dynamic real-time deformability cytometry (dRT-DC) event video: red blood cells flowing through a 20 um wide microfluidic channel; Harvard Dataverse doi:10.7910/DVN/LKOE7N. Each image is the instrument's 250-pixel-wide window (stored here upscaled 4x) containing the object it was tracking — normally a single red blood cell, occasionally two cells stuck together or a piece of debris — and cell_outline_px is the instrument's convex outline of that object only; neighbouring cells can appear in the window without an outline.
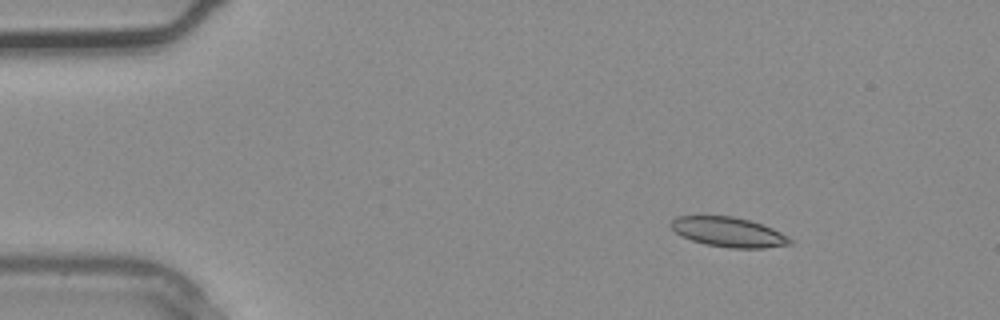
{"species": "common noctule bat (a hibernating species)", "species_latin": "Nyctalus noctula", "temperature_condition": "warm", "stored_images_in_passage": 3, "camera_frame_rate_fps": 3000, "um_per_image_px": 0.085, "animal": {"sex": "male", "body_mass_g": 20.4}, "frame": {"image": 1, "passage_image": 2, "time_ms": 0.333, "image_size_px": [1000, 320], "cell_outline_px": [[792, 244], [764, 248], [728, 248], [704, 244], [680, 236], [668, 224], [676, 216], [732, 216], [748, 220], [772, 228], [788, 236], [792, 240]], "centroid_in_image_um": [61.9, 19.73], "position_along_channel_um": 23.1, "area_um2": 20.63}}
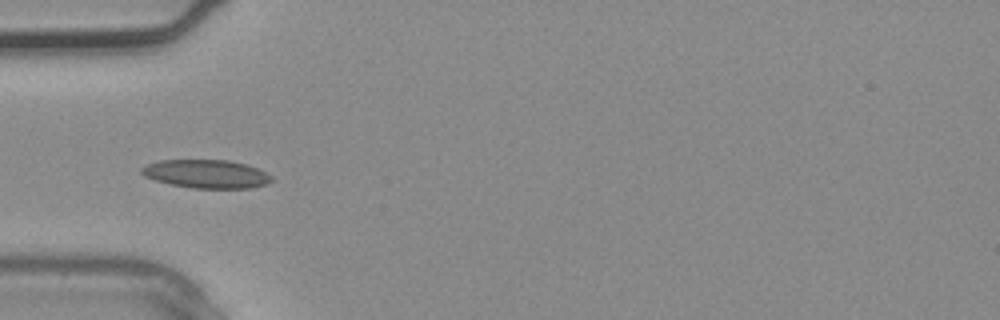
{"frame": {"image": 2, "passage_image": 3, "time_ms": 0.667, "image_size_px": [1000, 320], "cell_outline_px": [[272, 180], [268, 184], [248, 188], [192, 188], [172, 184], [156, 180], [144, 176], [140, 172], [140, 168], [148, 164], [160, 160], [228, 160], [248, 164], [272, 176]], "centroid_in_image_um": [17.54, 14.78], "position_along_channel_um": 67.5, "area_um2": 21.44}}